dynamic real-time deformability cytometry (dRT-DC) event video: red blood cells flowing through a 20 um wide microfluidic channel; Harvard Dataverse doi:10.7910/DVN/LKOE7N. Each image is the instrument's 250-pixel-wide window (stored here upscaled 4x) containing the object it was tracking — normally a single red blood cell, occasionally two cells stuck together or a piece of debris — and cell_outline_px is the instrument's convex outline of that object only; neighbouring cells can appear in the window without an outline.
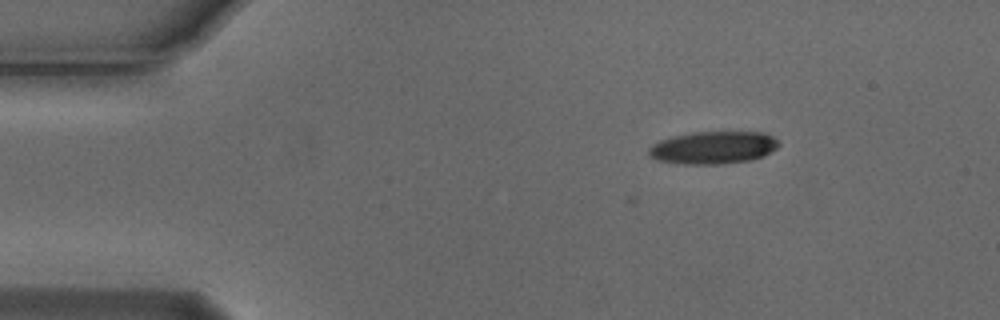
{"species": "Egyptian fruit bat (a non-hibernating species)", "species_latin": "Rousettus aegyptiacus", "temperature_condition": "cold", "stored_images_in_passage": 6, "camera_frame_rate_fps": 3000, "um_per_image_px": 0.085, "animal": {"sex": "male"}, "frame": {"image": 1, "passage_image": 1, "time_ms": 0.0, "image_size_px": [1000, 320], "cell_outline_px": [[780, 144], [776, 148], [764, 156], [752, 160], [724, 164], [676, 164], [656, 160], [648, 152], [648, 148], [652, 144], [660, 140], [672, 136], [692, 132], [764, 132], [772, 136]], "centroid_in_image_um": [60.61, 12.55], "position_along_channel_um": 24.4, "area_um2": 24.91}}